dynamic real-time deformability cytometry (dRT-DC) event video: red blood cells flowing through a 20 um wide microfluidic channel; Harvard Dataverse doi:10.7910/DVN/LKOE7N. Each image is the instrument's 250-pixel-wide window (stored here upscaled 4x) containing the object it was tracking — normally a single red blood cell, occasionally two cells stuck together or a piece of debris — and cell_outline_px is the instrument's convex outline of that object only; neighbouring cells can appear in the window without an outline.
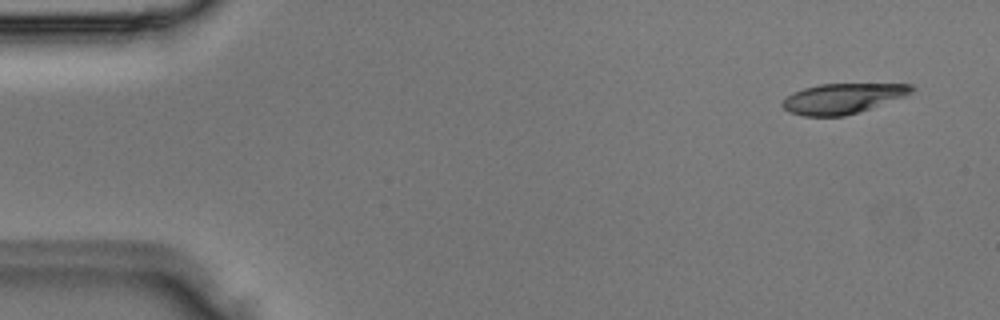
{"species": "Egyptian fruit bat (a non-hibernating species)", "species_latin": "Rousettus aegyptiacus", "temperature_condition": "room temperature", "stored_images_in_passage": 3, "camera_frame_rate_fps": 3000, "um_per_image_px": 0.085, "animal": {"sex": "male"}, "frame": {"image": 1, "passage_image": 1, "time_ms": 0.0, "image_size_px": [1000, 320], "cell_outline_px": [[916, 88], [912, 92], [904, 96], [844, 116], [804, 116], [792, 112], [784, 108], [780, 104], [792, 92], [804, 88], [820, 84], [912, 84]], "centroid_in_image_um": [71.6, 8.36], "position_along_channel_um": 13.4, "area_um2": 22.25}}